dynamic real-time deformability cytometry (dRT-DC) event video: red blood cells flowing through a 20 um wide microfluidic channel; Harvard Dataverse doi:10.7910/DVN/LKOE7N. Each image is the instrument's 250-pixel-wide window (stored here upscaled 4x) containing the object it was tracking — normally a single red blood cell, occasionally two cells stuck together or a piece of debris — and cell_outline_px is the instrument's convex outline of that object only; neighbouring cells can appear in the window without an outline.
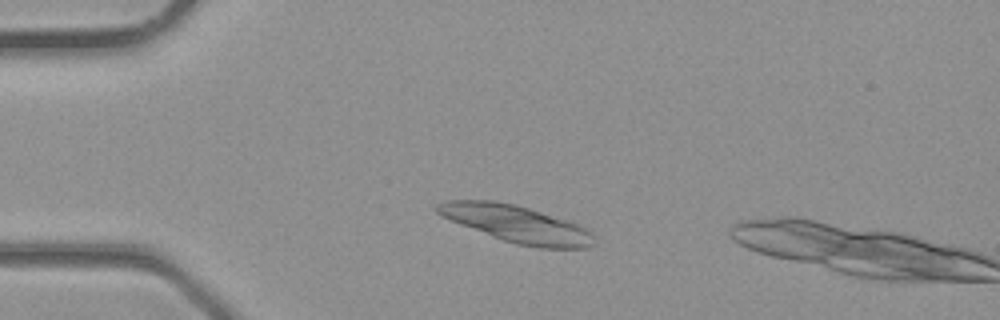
{"species": "common noctule bat (a hibernating species)", "species_latin": "Nyctalus noctula", "temperature_condition": "room temperature", "stored_images_in_passage": 5, "camera_frame_rate_fps": 3000, "um_per_image_px": 0.085, "animal": {"sex": "male", "body_mass_g": 23.1, "forearm_length_mm": 52.7}, "frame": {"image": 1, "passage_image": 4, "time_ms": 1.0, "image_size_px": [1000, 320], "cell_outline_px": [[596, 244], [588, 248], [540, 248], [516, 244], [492, 236], [460, 224], [440, 216], [436, 212], [436, 204], [448, 200], [492, 200], [516, 204], [576, 224], [584, 228], [592, 236]], "centroid_in_image_um": [43.85, 19.03], "position_along_channel_um": 41.1, "area_um2": 33.35}}